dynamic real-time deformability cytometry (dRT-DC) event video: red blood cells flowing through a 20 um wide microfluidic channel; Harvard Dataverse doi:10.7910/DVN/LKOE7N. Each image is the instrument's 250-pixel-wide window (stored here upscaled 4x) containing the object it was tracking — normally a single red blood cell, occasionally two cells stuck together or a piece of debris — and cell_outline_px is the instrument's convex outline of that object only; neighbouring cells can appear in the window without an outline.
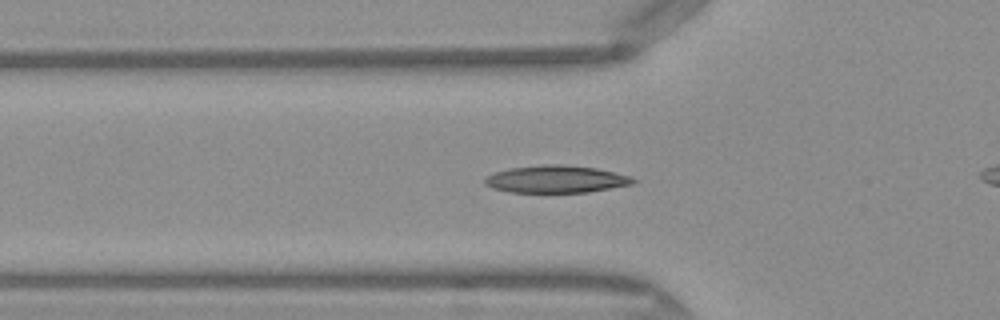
{"species": "Egyptian fruit bat (a non-hibernating species)", "species_latin": "Rousettus aegyptiacus", "temperature_condition": "warm", "stored_images_in_passage": 28, "camera_frame_rate_fps": 3000, "um_per_image_px": 0.085, "frame": {"image": 1, "passage_image": 2, "time_ms": 0.333, "image_size_px": [1000, 320], "cell_outline_px": [[636, 180], [632, 184], [588, 192], [508, 192], [492, 188], [484, 184], [484, 180], [488, 176], [496, 172], [508, 168], [548, 164], [560, 164], [596, 168], [632, 176]], "centroid_in_image_um": [47.26, 15.23], "position_along_channel_um": 78.5, "area_um2": 23.52}}
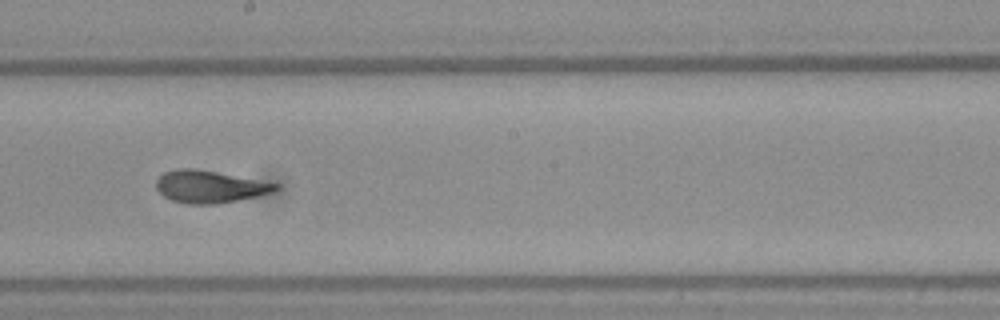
{"frame": {"image": 2, "passage_image": 13, "time_ms": 4.0, "image_size_px": [1000, 320], "cell_outline_px": [[280, 188], [272, 192], [256, 196], [216, 204], [188, 204], [172, 200], [164, 196], [156, 188], [156, 180], [164, 172], [176, 168], [196, 168], [280, 184]], "centroid_in_image_um": [17.8, 15.86], "position_along_channel_um": 230.4, "area_um2": 22.37}}
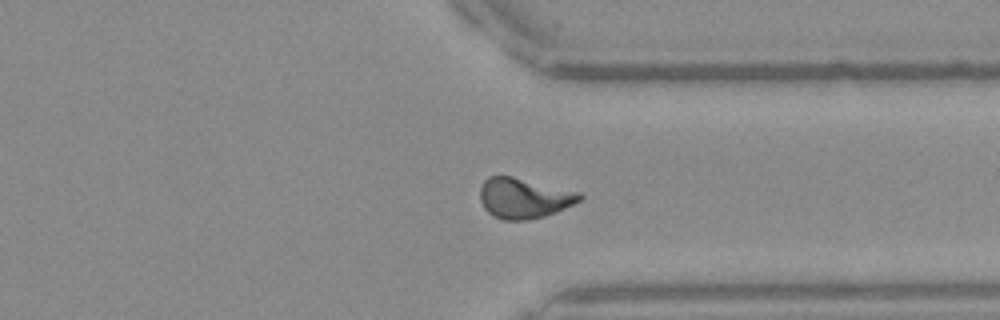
{"frame": {"image": 3, "passage_image": 23, "time_ms": 7.333, "image_size_px": [1000, 320], "cell_outline_px": [[584, 196], [580, 200], [556, 212], [544, 216], [528, 220], [504, 220], [492, 216], [484, 208], [480, 200], [480, 188], [484, 180], [488, 176], [512, 176], [580, 192]], "centroid_in_image_um": [44.51, 16.84], "position_along_channel_um": 366.9, "area_um2": 23.41}}